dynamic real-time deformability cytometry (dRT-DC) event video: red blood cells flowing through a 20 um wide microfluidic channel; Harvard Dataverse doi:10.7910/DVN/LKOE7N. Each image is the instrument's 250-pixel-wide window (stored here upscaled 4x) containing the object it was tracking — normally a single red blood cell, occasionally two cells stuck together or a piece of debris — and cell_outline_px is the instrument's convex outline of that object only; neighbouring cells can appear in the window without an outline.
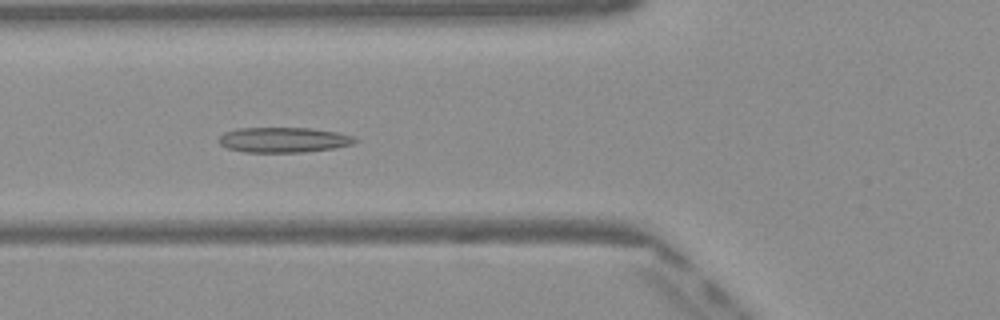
{"species": "Egyptian fruit bat (a non-hibernating species)", "species_latin": "Rousettus aegyptiacus", "temperature_condition": "warm", "stored_images_in_passage": 51, "camera_frame_rate_fps": 3000, "um_per_image_px": 0.085, "frame": {"image": 1, "passage_image": 19, "time_ms": 6.0, "image_size_px": [1000, 320], "cell_outline_px": [[360, 140], [352, 144], [332, 148], [304, 152], [244, 152], [228, 148], [220, 144], [220, 136], [224, 132], [236, 128], [312, 128], [340, 132], [352, 136]], "centroid_in_image_um": [24.13, 11.88], "position_along_channel_um": 101.7, "area_um2": 20.0}}
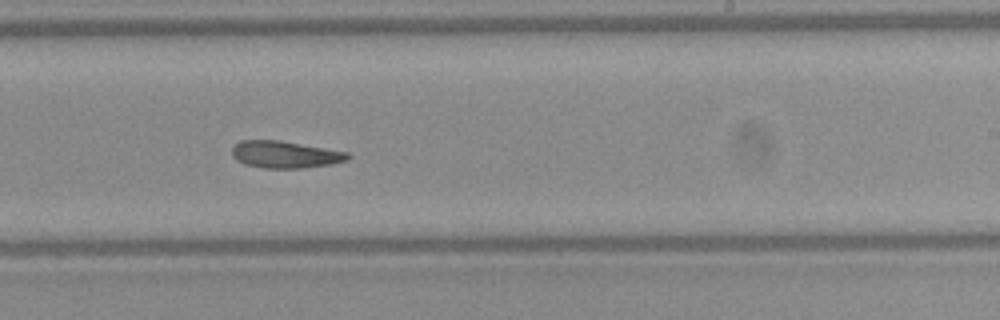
{"frame": {"image": 2, "passage_image": 31, "time_ms": 10.0, "image_size_px": [1000, 320], "cell_outline_px": [[352, 156], [348, 160], [328, 164], [304, 168], [264, 168], [244, 164], [236, 160], [232, 156], [232, 148], [240, 140], [280, 140], [348, 152]], "centroid_in_image_um": [24.22, 13.13], "position_along_channel_um": 264.8, "area_um2": 18.26}}
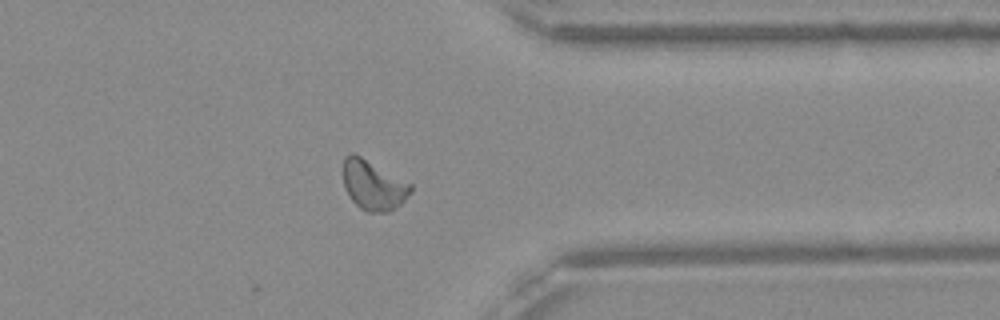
{"frame": {"image": 3, "passage_image": 40, "time_ms": 13.0, "image_size_px": [1000, 320], "cell_outline_px": [[412, 192], [400, 204], [388, 212], [368, 212], [360, 208], [352, 200], [344, 188], [344, 156], [348, 152], [352, 152], [360, 156], [412, 184]], "centroid_in_image_um": [31.72, 15.74], "position_along_channel_um": 379.7, "area_um2": 19.36}, "authors_computed_cell_mechanics": {"area_um2": 19.5364, "velocity_mm_per_s": 4.0805, "shape_relaxation_time_tau1_ms": null, "shape_relaxation_time_tau2_ms": 6.3017, "deformation_change_tau1": null, "deformation_change_tau2": 0.1311}}